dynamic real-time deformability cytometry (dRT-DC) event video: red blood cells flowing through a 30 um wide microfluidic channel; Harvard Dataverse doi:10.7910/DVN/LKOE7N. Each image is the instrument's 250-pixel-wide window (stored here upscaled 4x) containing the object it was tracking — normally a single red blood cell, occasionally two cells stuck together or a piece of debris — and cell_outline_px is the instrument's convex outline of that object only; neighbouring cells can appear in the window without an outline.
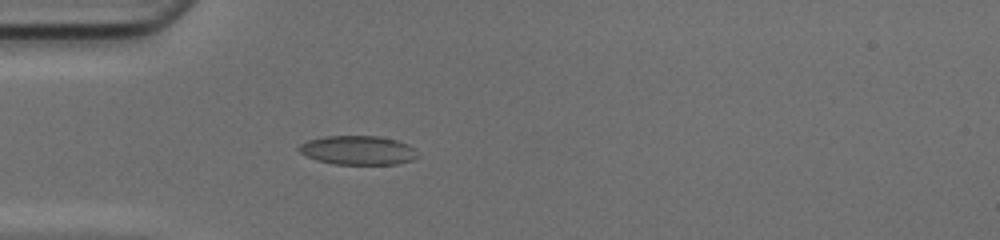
{"species": "common noctule bat (a hibernating species)", "species_latin": "Nyctalus noctula", "temperature_condition": "cold", "stored_images_in_passage": 34, "camera_frame_rate_fps": 3000, "um_per_image_px": 0.085, "animal": {"sex": "female", "body_mass_g": 17.0, "forearm_length_mm": 48.0}, "frame": {"image": 1, "passage_image": 5, "time_ms": 1.333, "image_size_px": [1000, 240], "cell_outline_px": [[420, 156], [412, 160], [396, 164], [336, 164], [316, 160], [300, 152], [296, 148], [300, 144], [308, 140], [324, 136], [376, 136], [396, 140], [408, 144]], "centroid_in_image_um": [30.41, 12.77], "position_along_channel_um": 54.6, "area_um2": 20.0}}
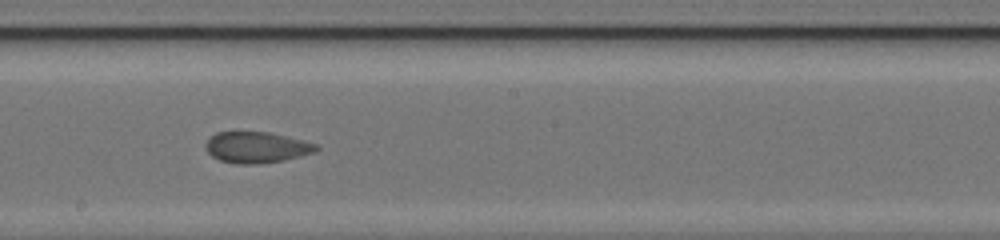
{"frame": {"image": 2, "passage_image": 18, "time_ms": 5.667, "image_size_px": [1000, 240], "cell_outline_px": [[320, 148], [316, 152], [284, 160], [256, 164], [236, 164], [220, 160], [212, 156], [208, 152], [204, 144], [216, 132], [268, 132], [304, 140], [316, 144]], "centroid_in_image_um": [21.82, 12.53], "position_along_channel_um": 226.4, "area_um2": 20.0}}
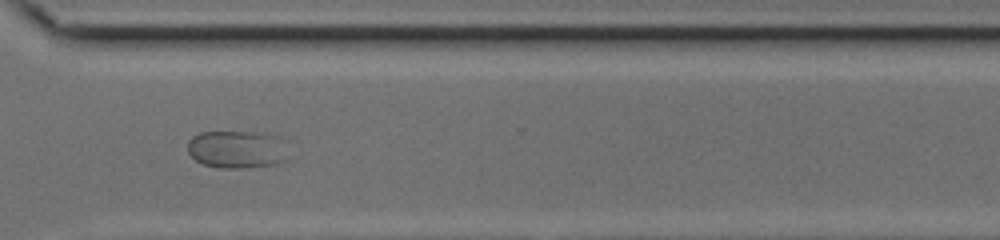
{"frame": {"image": 3, "passage_image": 27, "time_ms": 8.667, "image_size_px": [1000, 240], "cell_outline_px": [[288, 160], [276, 164], [244, 168], [220, 168], [204, 164], [196, 160], [188, 152], [188, 140], [192, 136], [200, 132], [268, 132], [276, 136]], "centroid_in_image_um": [20.08, 12.69], "position_along_channel_um": 350.5, "area_um2": 21.96}}